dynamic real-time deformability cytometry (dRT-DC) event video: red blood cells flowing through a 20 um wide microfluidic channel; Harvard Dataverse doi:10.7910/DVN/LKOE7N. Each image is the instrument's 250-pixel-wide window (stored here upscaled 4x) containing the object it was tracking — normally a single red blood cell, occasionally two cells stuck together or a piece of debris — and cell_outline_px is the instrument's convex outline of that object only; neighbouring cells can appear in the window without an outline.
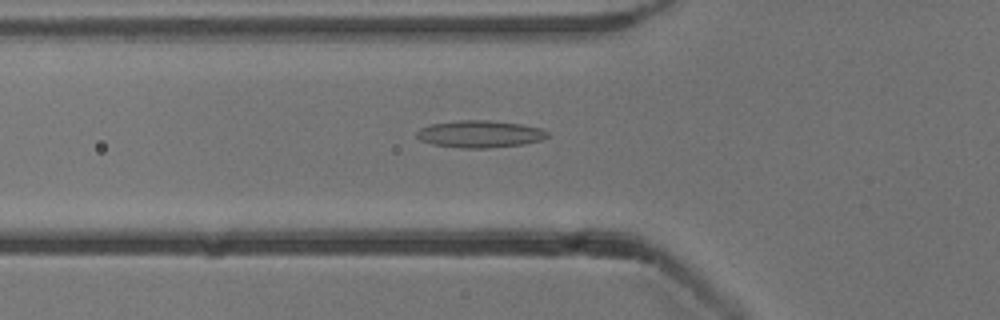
{"species": "common noctule bat (a hibernating species)", "species_latin": "Nyctalus noctula", "temperature_condition": "cold", "stored_images_in_passage": 54, "camera_frame_rate_fps": 3000, "um_per_image_px": 0.085, "animal": {"sex": "male", "body_mass_g": 13.3}, "frame": {"image": 1, "passage_image": 19, "time_ms": 6.0, "image_size_px": [1000, 320], "cell_outline_px": [[548, 136], [540, 140], [524, 144], [488, 148], [460, 148], [432, 144], [420, 140], [416, 136], [416, 132], [420, 128], [432, 124], [456, 120], [488, 120], [520, 124], [540, 128], [548, 132]], "centroid_in_image_um": [40.76, 11.39], "position_along_channel_um": 85.0, "area_um2": 20.63}}
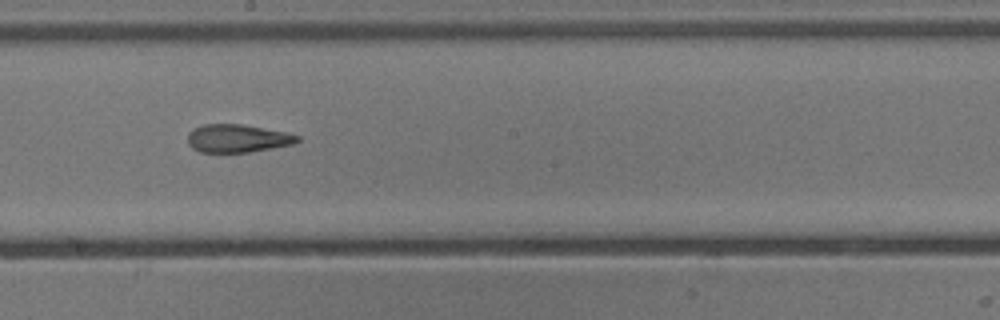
{"frame": {"image": 2, "passage_image": 30, "time_ms": 9.667, "image_size_px": [1000, 320], "cell_outline_px": [[300, 140], [292, 144], [248, 152], [200, 152], [192, 148], [188, 144], [188, 132], [192, 128], [204, 124], [240, 124], [284, 132], [300, 136]], "centroid_in_image_um": [20.13, 11.76], "position_along_channel_um": 228.1, "area_um2": 17.74}}
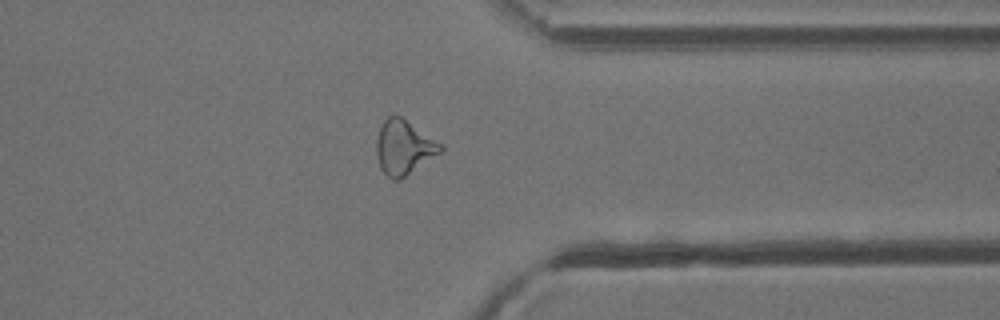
{"frame": {"image": 3, "passage_image": 42, "time_ms": 13.667, "image_size_px": [1000, 320], "cell_outline_px": [[444, 148], [440, 152], [400, 180], [392, 180], [380, 168], [376, 156], [376, 140], [380, 128], [384, 120], [388, 116], [400, 116], [444, 144]], "centroid_in_image_um": [34.32, 12.53], "position_along_channel_um": 377.1, "area_um2": 20.23}, "authors_computed_cell_mechanics": {"area_um2": 19.652, "velocity_mm_per_s": 3.8681, "shape_relaxation_time_tau1_ms": null, "shape_relaxation_time_tau2_ms": 3.4246, "deformation_change_tau1": null, "deformation_change_tau2": 0.1298}}